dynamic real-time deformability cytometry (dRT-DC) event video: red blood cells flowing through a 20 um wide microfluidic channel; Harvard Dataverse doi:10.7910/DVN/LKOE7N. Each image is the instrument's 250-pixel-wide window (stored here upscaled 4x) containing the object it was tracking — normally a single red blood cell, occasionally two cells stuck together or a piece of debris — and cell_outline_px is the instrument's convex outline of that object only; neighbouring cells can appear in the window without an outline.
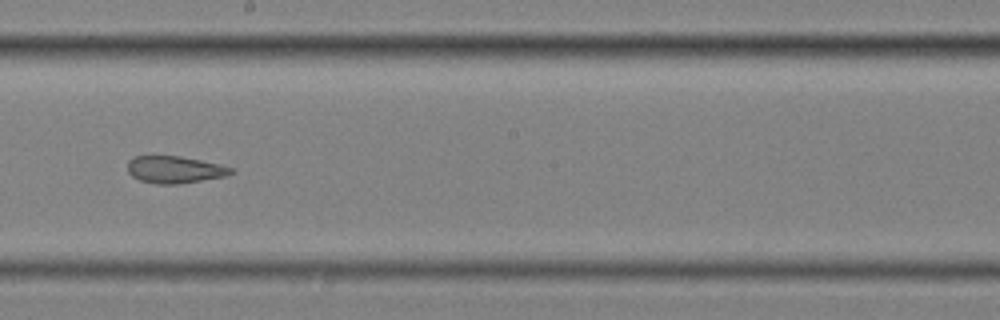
{"species": "common noctule bat (a hibernating species)", "species_latin": "Nyctalus noctula", "temperature_condition": "cold", "stored_images_in_passage": 37, "camera_frame_rate_fps": 3000, "um_per_image_px": 0.085, "animal": {"sex": "female", "body_mass_g": 25.1}, "frame": {"image": 1, "passage_image": 16, "time_ms": 5.0, "image_size_px": [1000, 320], "cell_outline_px": [[236, 172], [224, 176], [180, 184], [156, 184], [140, 180], [132, 176], [128, 172], [128, 160], [132, 156], [180, 156], [220, 164], [232, 168]], "centroid_in_image_um": [14.84, 14.41], "position_along_channel_um": 233.4, "area_um2": 16.36}}
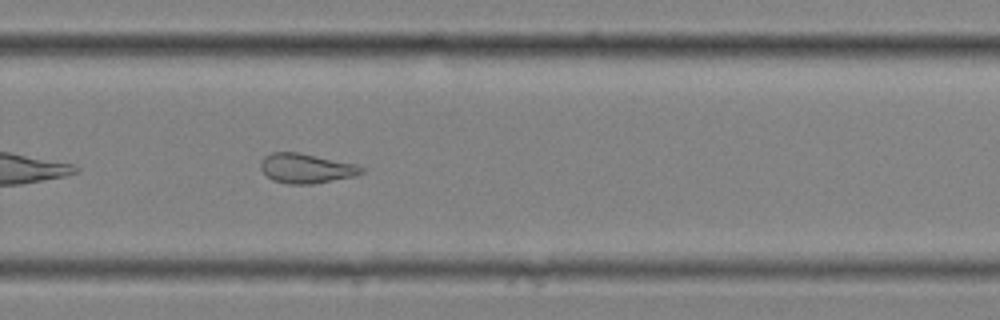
{"frame": {"image": 2, "passage_image": 22, "time_ms": 7.0, "image_size_px": [1000, 320], "cell_outline_px": [[364, 172], [356, 176], [312, 184], [288, 184], [272, 180], [260, 168], [260, 160], [264, 156], [272, 152], [296, 152], [356, 164], [364, 168]], "centroid_in_image_um": [26.01, 14.31], "position_along_channel_um": 303.8, "area_um2": 17.4}}
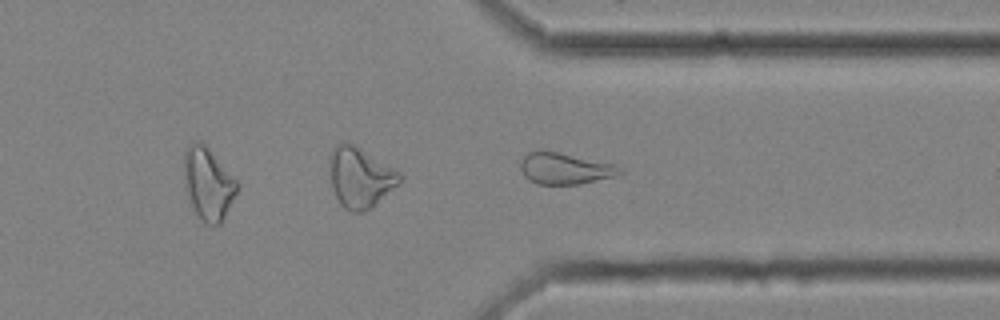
{"frame": {"image": 3, "passage_image": 27, "time_ms": 8.667, "image_size_px": [1000, 320], "cell_outline_px": [[624, 172], [620, 176], [580, 184], [536, 184], [528, 180], [524, 176], [520, 168], [520, 160], [528, 152], [556, 152], [616, 164]], "centroid_in_image_um": [48.06, 14.35], "position_along_channel_um": 363.3, "area_um2": 18.21}, "authors_computed_cell_mechanics": {"area_um2": 18.0914, "velocity_mm_per_s": 3.5239, "shape_relaxation_time_tau1_ms": null, "shape_relaxation_time_tau2_ms": 2.9531, "deformation_change_tau1": null, "deformation_change_tau2": 0.1142}}